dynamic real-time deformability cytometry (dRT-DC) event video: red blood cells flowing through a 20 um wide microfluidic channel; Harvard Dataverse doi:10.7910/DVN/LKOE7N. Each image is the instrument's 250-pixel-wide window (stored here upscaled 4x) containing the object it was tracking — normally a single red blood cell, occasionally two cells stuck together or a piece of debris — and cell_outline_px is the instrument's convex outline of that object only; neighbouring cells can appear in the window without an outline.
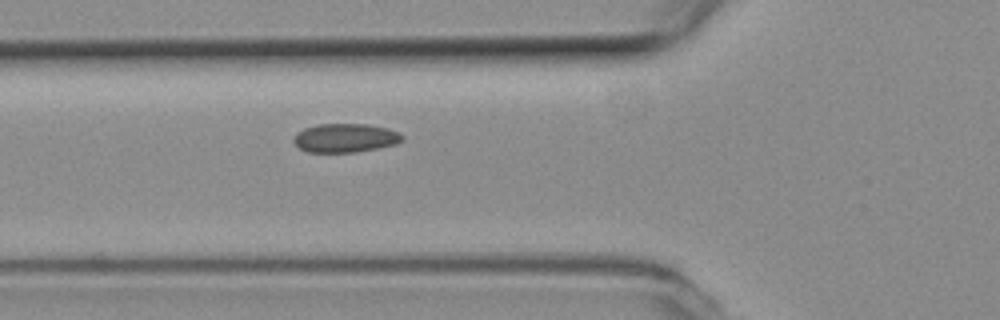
{"species": "common noctule bat (a hibernating species)", "species_latin": "Nyctalus noctula", "temperature_condition": "room temperature", "stored_images_in_passage": 6, "camera_frame_rate_fps": 3000, "um_per_image_px": 0.085, "animal": {"sex": "female", "body_mass_g": 19.3, "forearm_length_mm": 54.1}, "frame": {"image": 1, "passage_image": 6, "time_ms": 1.667, "image_size_px": [1000, 320], "cell_outline_px": [[404, 140], [396, 144], [356, 152], [308, 152], [300, 148], [292, 140], [296, 132], [304, 128], [316, 124], [368, 124], [388, 128], [400, 132], [404, 136]], "centroid_in_image_um": [29.36, 11.71], "position_along_channel_um": 96.4, "area_um2": 18.38}}